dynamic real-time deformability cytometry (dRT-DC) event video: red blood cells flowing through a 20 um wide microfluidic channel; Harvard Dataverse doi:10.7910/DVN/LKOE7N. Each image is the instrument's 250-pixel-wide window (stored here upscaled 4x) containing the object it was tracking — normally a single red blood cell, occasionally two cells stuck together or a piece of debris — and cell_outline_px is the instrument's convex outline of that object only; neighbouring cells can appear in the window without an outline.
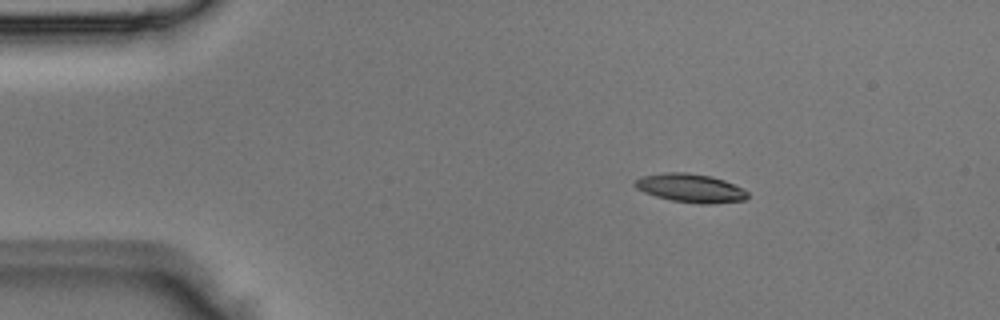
{"species": "Egyptian fruit bat (a non-hibernating species)", "species_latin": "Rousettus aegyptiacus", "temperature_condition": "room temperature", "stored_images_in_passage": 3, "camera_frame_rate_fps": 3000, "um_per_image_px": 0.085, "animal": {"sex": "male"}, "frame": {"image": 1, "passage_image": 1, "time_ms": 0.0, "image_size_px": [1000, 320], "cell_outline_px": [[748, 196], [744, 200], [708, 204], [700, 204], [672, 200], [656, 196], [644, 192], [636, 188], [632, 184], [640, 176], [664, 172], [688, 172], [712, 176], [724, 180], [744, 188], [748, 192]], "centroid_in_image_um": [58.69, 15.97], "position_along_channel_um": 26.3, "area_um2": 18.9}}
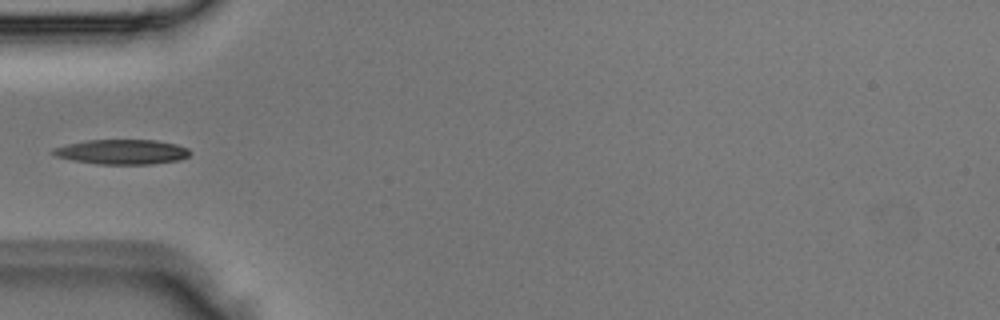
{"frame": {"image": 2, "passage_image": 3, "time_ms": 0.667, "image_size_px": [1000, 320], "cell_outline_px": [[192, 152], [188, 156], [180, 160], [152, 164], [100, 164], [72, 160], [56, 156], [52, 152], [52, 148], [68, 144], [88, 140], [156, 140], [176, 144], [188, 148]], "centroid_in_image_um": [10.41, 12.91], "position_along_channel_um": 74.6, "area_um2": 19.77}}